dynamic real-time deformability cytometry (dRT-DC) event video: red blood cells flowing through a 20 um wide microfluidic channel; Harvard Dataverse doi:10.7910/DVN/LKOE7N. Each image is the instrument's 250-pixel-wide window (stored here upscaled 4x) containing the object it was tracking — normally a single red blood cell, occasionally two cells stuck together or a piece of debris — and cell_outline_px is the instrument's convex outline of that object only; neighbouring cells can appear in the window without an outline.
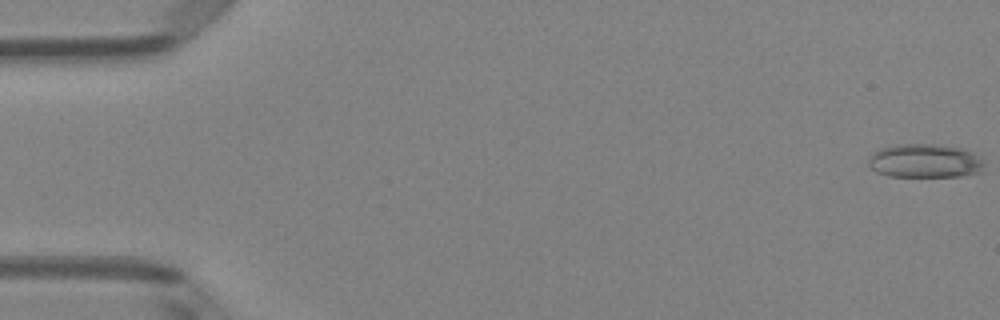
{"species": "Egyptian fruit bat (a non-hibernating species)", "species_latin": "Rousettus aegyptiacus", "temperature_condition": "room temperature", "stored_images_in_passage": 6, "camera_frame_rate_fps": 3000, "um_per_image_px": 0.085, "animal": {"sex": "female"}, "frame": {"image": 1, "passage_image": 1, "time_ms": 0.0, "image_size_px": [1000, 320], "cell_outline_px": [[984, 172], [960, 176], [888, 176], [876, 172], [868, 164], [868, 156], [872, 152], [880, 148], [896, 144], [940, 144], [960, 148], [972, 152], [980, 156], [984, 160]], "centroid_in_image_um": [78.63, 13.67], "position_along_channel_um": 6.4, "area_um2": 23.18}}
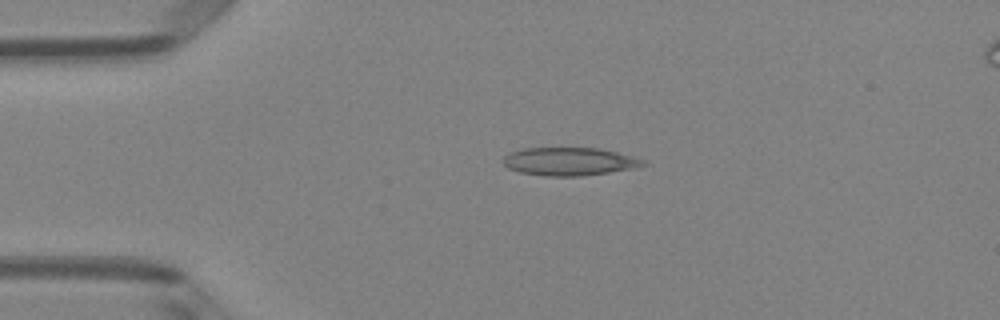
{"frame": {"image": 2, "passage_image": 4, "time_ms": 1.0, "image_size_px": [1000, 320], "cell_outline_px": [[648, 164], [636, 168], [580, 176], [544, 176], [520, 172], [508, 168], [504, 164], [504, 156], [520, 148], [600, 148], [632, 156], [644, 160]], "centroid_in_image_um": [48.41, 13.72], "position_along_channel_um": 36.6, "area_um2": 22.83}}